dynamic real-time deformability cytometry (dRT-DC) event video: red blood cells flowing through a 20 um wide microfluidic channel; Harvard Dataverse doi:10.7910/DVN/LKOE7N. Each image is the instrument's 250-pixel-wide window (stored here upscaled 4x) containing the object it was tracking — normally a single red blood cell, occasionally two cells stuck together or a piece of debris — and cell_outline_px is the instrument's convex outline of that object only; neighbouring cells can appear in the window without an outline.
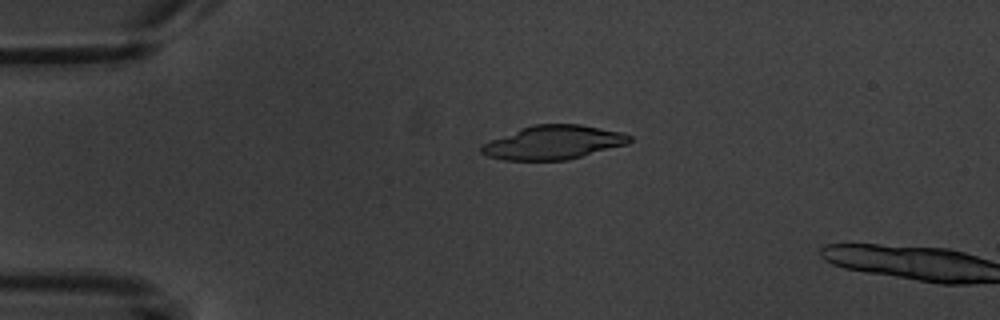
{"species": "common noctule bat (a hibernating species)", "species_latin": "Nyctalus noctula", "temperature_condition": "warm", "stored_images_in_passage": 2, "camera_frame_rate_fps": 3000, "um_per_image_px": 0.085, "animal": {"sex": "male", "body_mass_g": 20.1, "forearm_length_mm": 53.5}, "frame": {"image": 1, "passage_image": 1, "time_ms": 0.0, "image_size_px": [1000, 320], "cell_outline_px": [[632, 140], [628, 144], [568, 160], [504, 160], [488, 156], [480, 152], [480, 144], [520, 128], [532, 124], [580, 124], [620, 132], [632, 136]], "centroid_in_image_um": [47.02, 12.11], "position_along_channel_um": 38.0, "area_um2": 29.3}}